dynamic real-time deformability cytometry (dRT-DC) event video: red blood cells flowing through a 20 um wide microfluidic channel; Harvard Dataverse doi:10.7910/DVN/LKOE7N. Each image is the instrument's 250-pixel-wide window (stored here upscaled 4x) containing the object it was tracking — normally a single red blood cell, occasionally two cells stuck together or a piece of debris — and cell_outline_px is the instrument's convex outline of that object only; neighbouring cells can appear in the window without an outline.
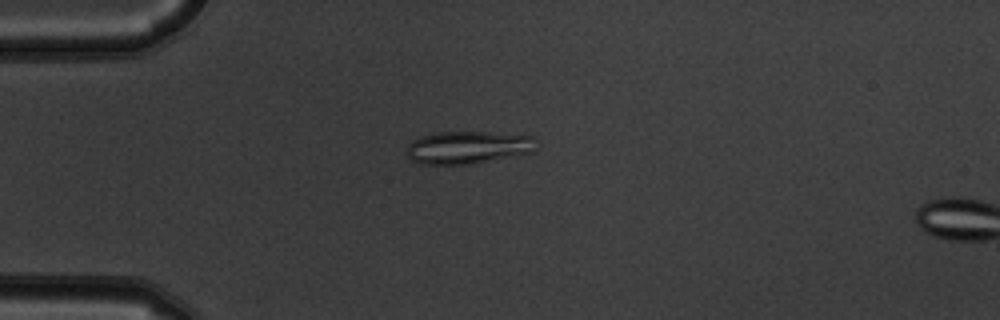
{"species": "common noctule bat (a hibernating species)", "species_latin": "Nyctalus noctula", "temperature_condition": "warm", "stored_images_in_passage": 5, "camera_frame_rate_fps": 3000, "um_per_image_px": 0.085, "animal": {"sex": "male", "body_mass_g": 19.5, "forearm_length_mm": 54.6}, "frame": {"image": 1, "passage_image": 4, "time_ms": 1.0, "image_size_px": [1000, 320], "cell_outline_px": [[532, 152], [472, 164], [420, 164], [412, 160], [408, 156], [408, 144], [412, 140], [436, 132], [488, 132], [532, 136]], "centroid_in_image_um": [39.7, 12.53], "position_along_channel_um": 45.3, "area_um2": 24.16}}